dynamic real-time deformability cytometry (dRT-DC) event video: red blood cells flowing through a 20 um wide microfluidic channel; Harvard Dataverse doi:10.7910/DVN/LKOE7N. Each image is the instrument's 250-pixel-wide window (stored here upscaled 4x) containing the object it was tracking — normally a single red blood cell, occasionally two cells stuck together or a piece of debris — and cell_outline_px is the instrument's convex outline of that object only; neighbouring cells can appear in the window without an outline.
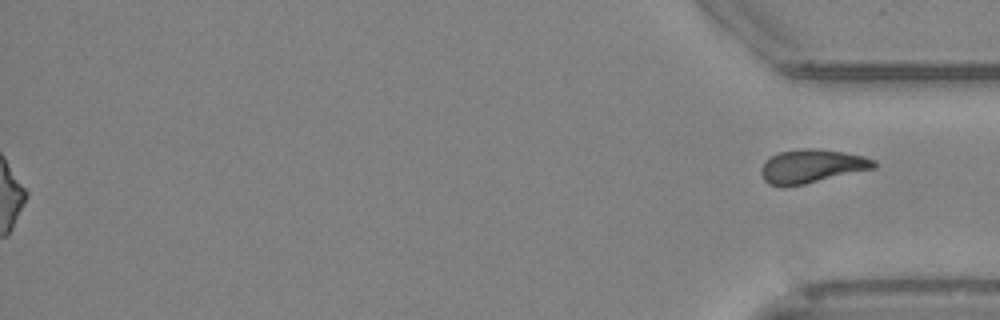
{"species": "Egyptian fruit bat (a non-hibernating species)", "species_latin": "Rousettus aegyptiacus", "temperature_condition": "cold", "stored_images_in_passage": 50, "segment_of_instrument_passage": [2, 2], "camera_frame_rate_fps": 3000, "um_per_image_px": 0.085, "animal": {"sex": "female"}, "frame": {"image": 1, "passage_image": 50, "time_ms": 16.333, "image_size_px": [1000, 320], "cell_outline_px": [[876, 168], [804, 184], [784, 188], [768, 184], [764, 180], [760, 172], [760, 168], [772, 156], [780, 152], [800, 148], [816, 148], [844, 152], [864, 156], [876, 160]], "centroid_in_image_um": [69.0, 14.14], "position_along_channel_um": 366.2, "area_um2": 22.25}}